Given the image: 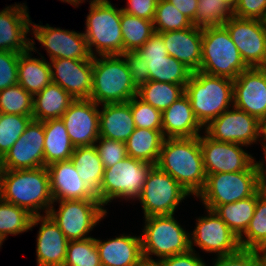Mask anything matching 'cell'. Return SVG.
Segmentation results:
<instances>
[{
    "label": "cell",
    "instance_id": "48",
    "mask_svg": "<svg viewBox=\"0 0 266 266\" xmlns=\"http://www.w3.org/2000/svg\"><path fill=\"white\" fill-rule=\"evenodd\" d=\"M233 14L240 18L266 21V0H236Z\"/></svg>",
    "mask_w": 266,
    "mask_h": 266
},
{
    "label": "cell",
    "instance_id": "28",
    "mask_svg": "<svg viewBox=\"0 0 266 266\" xmlns=\"http://www.w3.org/2000/svg\"><path fill=\"white\" fill-rule=\"evenodd\" d=\"M102 106V110L99 111V136L125 143L135 129L131 99L128 102L108 103Z\"/></svg>",
    "mask_w": 266,
    "mask_h": 266
},
{
    "label": "cell",
    "instance_id": "51",
    "mask_svg": "<svg viewBox=\"0 0 266 266\" xmlns=\"http://www.w3.org/2000/svg\"><path fill=\"white\" fill-rule=\"evenodd\" d=\"M162 266H206L204 261L196 255L195 250H189L160 260Z\"/></svg>",
    "mask_w": 266,
    "mask_h": 266
},
{
    "label": "cell",
    "instance_id": "6",
    "mask_svg": "<svg viewBox=\"0 0 266 266\" xmlns=\"http://www.w3.org/2000/svg\"><path fill=\"white\" fill-rule=\"evenodd\" d=\"M247 68L224 26L203 29L202 60L199 71L234 80Z\"/></svg>",
    "mask_w": 266,
    "mask_h": 266
},
{
    "label": "cell",
    "instance_id": "19",
    "mask_svg": "<svg viewBox=\"0 0 266 266\" xmlns=\"http://www.w3.org/2000/svg\"><path fill=\"white\" fill-rule=\"evenodd\" d=\"M233 106L260 120L266 115V67H248L233 80Z\"/></svg>",
    "mask_w": 266,
    "mask_h": 266
},
{
    "label": "cell",
    "instance_id": "37",
    "mask_svg": "<svg viewBox=\"0 0 266 266\" xmlns=\"http://www.w3.org/2000/svg\"><path fill=\"white\" fill-rule=\"evenodd\" d=\"M121 28L123 37V53L137 51L155 32L153 21L127 14L123 12L122 9Z\"/></svg>",
    "mask_w": 266,
    "mask_h": 266
},
{
    "label": "cell",
    "instance_id": "35",
    "mask_svg": "<svg viewBox=\"0 0 266 266\" xmlns=\"http://www.w3.org/2000/svg\"><path fill=\"white\" fill-rule=\"evenodd\" d=\"M184 93L183 85L150 80L138 88L137 96L163 112Z\"/></svg>",
    "mask_w": 266,
    "mask_h": 266
},
{
    "label": "cell",
    "instance_id": "33",
    "mask_svg": "<svg viewBox=\"0 0 266 266\" xmlns=\"http://www.w3.org/2000/svg\"><path fill=\"white\" fill-rule=\"evenodd\" d=\"M164 139L162 130L135 127L125 142L127 155L156 165Z\"/></svg>",
    "mask_w": 266,
    "mask_h": 266
},
{
    "label": "cell",
    "instance_id": "60",
    "mask_svg": "<svg viewBox=\"0 0 266 266\" xmlns=\"http://www.w3.org/2000/svg\"><path fill=\"white\" fill-rule=\"evenodd\" d=\"M4 240H5V239H3V238L0 236V246L2 245V243H3Z\"/></svg>",
    "mask_w": 266,
    "mask_h": 266
},
{
    "label": "cell",
    "instance_id": "5",
    "mask_svg": "<svg viewBox=\"0 0 266 266\" xmlns=\"http://www.w3.org/2000/svg\"><path fill=\"white\" fill-rule=\"evenodd\" d=\"M89 51L94 57L100 55H121L123 53V37L121 28V9L115 8L108 0H91L83 33Z\"/></svg>",
    "mask_w": 266,
    "mask_h": 266
},
{
    "label": "cell",
    "instance_id": "43",
    "mask_svg": "<svg viewBox=\"0 0 266 266\" xmlns=\"http://www.w3.org/2000/svg\"><path fill=\"white\" fill-rule=\"evenodd\" d=\"M32 116L0 113V155L3 157L24 133Z\"/></svg>",
    "mask_w": 266,
    "mask_h": 266
},
{
    "label": "cell",
    "instance_id": "22",
    "mask_svg": "<svg viewBox=\"0 0 266 266\" xmlns=\"http://www.w3.org/2000/svg\"><path fill=\"white\" fill-rule=\"evenodd\" d=\"M50 177V191L54 202L60 200L99 201L78 175L70 160L54 162L47 166Z\"/></svg>",
    "mask_w": 266,
    "mask_h": 266
},
{
    "label": "cell",
    "instance_id": "21",
    "mask_svg": "<svg viewBox=\"0 0 266 266\" xmlns=\"http://www.w3.org/2000/svg\"><path fill=\"white\" fill-rule=\"evenodd\" d=\"M49 64L53 83L62 87L74 99H90L93 60L58 58L51 60Z\"/></svg>",
    "mask_w": 266,
    "mask_h": 266
},
{
    "label": "cell",
    "instance_id": "26",
    "mask_svg": "<svg viewBox=\"0 0 266 266\" xmlns=\"http://www.w3.org/2000/svg\"><path fill=\"white\" fill-rule=\"evenodd\" d=\"M202 127L185 93L162 112V133L165 138L197 137Z\"/></svg>",
    "mask_w": 266,
    "mask_h": 266
},
{
    "label": "cell",
    "instance_id": "17",
    "mask_svg": "<svg viewBox=\"0 0 266 266\" xmlns=\"http://www.w3.org/2000/svg\"><path fill=\"white\" fill-rule=\"evenodd\" d=\"M43 121L32 120L24 133L3 156L4 170L36 169L44 166Z\"/></svg>",
    "mask_w": 266,
    "mask_h": 266
},
{
    "label": "cell",
    "instance_id": "8",
    "mask_svg": "<svg viewBox=\"0 0 266 266\" xmlns=\"http://www.w3.org/2000/svg\"><path fill=\"white\" fill-rule=\"evenodd\" d=\"M259 190L257 170L253 164L246 171L207 175L204 188L197 197L202 199L206 209L214 210L219 205L254 196Z\"/></svg>",
    "mask_w": 266,
    "mask_h": 266
},
{
    "label": "cell",
    "instance_id": "47",
    "mask_svg": "<svg viewBox=\"0 0 266 266\" xmlns=\"http://www.w3.org/2000/svg\"><path fill=\"white\" fill-rule=\"evenodd\" d=\"M121 56L126 62L131 79L137 88L149 82L148 63L137 51L124 52Z\"/></svg>",
    "mask_w": 266,
    "mask_h": 266
},
{
    "label": "cell",
    "instance_id": "11",
    "mask_svg": "<svg viewBox=\"0 0 266 266\" xmlns=\"http://www.w3.org/2000/svg\"><path fill=\"white\" fill-rule=\"evenodd\" d=\"M190 195L168 173L154 165L149 171L141 194L144 217L154 215H174L181 200Z\"/></svg>",
    "mask_w": 266,
    "mask_h": 266
},
{
    "label": "cell",
    "instance_id": "41",
    "mask_svg": "<svg viewBox=\"0 0 266 266\" xmlns=\"http://www.w3.org/2000/svg\"><path fill=\"white\" fill-rule=\"evenodd\" d=\"M63 266H102L95 238L69 241Z\"/></svg>",
    "mask_w": 266,
    "mask_h": 266
},
{
    "label": "cell",
    "instance_id": "24",
    "mask_svg": "<svg viewBox=\"0 0 266 266\" xmlns=\"http://www.w3.org/2000/svg\"><path fill=\"white\" fill-rule=\"evenodd\" d=\"M29 17L23 4L8 6L0 12V51L23 53L31 47V39L26 37L31 26Z\"/></svg>",
    "mask_w": 266,
    "mask_h": 266
},
{
    "label": "cell",
    "instance_id": "36",
    "mask_svg": "<svg viewBox=\"0 0 266 266\" xmlns=\"http://www.w3.org/2000/svg\"><path fill=\"white\" fill-rule=\"evenodd\" d=\"M244 236L239 238L243 249L262 251L266 247V192H257L254 215L250 220Z\"/></svg>",
    "mask_w": 266,
    "mask_h": 266
},
{
    "label": "cell",
    "instance_id": "31",
    "mask_svg": "<svg viewBox=\"0 0 266 266\" xmlns=\"http://www.w3.org/2000/svg\"><path fill=\"white\" fill-rule=\"evenodd\" d=\"M44 126V166L70 160L75 150L61 118L43 121Z\"/></svg>",
    "mask_w": 266,
    "mask_h": 266
},
{
    "label": "cell",
    "instance_id": "15",
    "mask_svg": "<svg viewBox=\"0 0 266 266\" xmlns=\"http://www.w3.org/2000/svg\"><path fill=\"white\" fill-rule=\"evenodd\" d=\"M227 109L206 127L205 133L221 142L251 145L259 136V120L245 111Z\"/></svg>",
    "mask_w": 266,
    "mask_h": 266
},
{
    "label": "cell",
    "instance_id": "56",
    "mask_svg": "<svg viewBox=\"0 0 266 266\" xmlns=\"http://www.w3.org/2000/svg\"><path fill=\"white\" fill-rule=\"evenodd\" d=\"M250 266H266V259L260 255Z\"/></svg>",
    "mask_w": 266,
    "mask_h": 266
},
{
    "label": "cell",
    "instance_id": "10",
    "mask_svg": "<svg viewBox=\"0 0 266 266\" xmlns=\"http://www.w3.org/2000/svg\"><path fill=\"white\" fill-rule=\"evenodd\" d=\"M59 203V210L56 212L51 206L47 215L69 241L91 238L85 235L107 215L100 201L60 200Z\"/></svg>",
    "mask_w": 266,
    "mask_h": 266
},
{
    "label": "cell",
    "instance_id": "32",
    "mask_svg": "<svg viewBox=\"0 0 266 266\" xmlns=\"http://www.w3.org/2000/svg\"><path fill=\"white\" fill-rule=\"evenodd\" d=\"M71 161L77 168L78 175L100 201V188L104 166L95 145L75 147Z\"/></svg>",
    "mask_w": 266,
    "mask_h": 266
},
{
    "label": "cell",
    "instance_id": "3",
    "mask_svg": "<svg viewBox=\"0 0 266 266\" xmlns=\"http://www.w3.org/2000/svg\"><path fill=\"white\" fill-rule=\"evenodd\" d=\"M185 94L197 120L206 127L233 103V80L195 71L185 86Z\"/></svg>",
    "mask_w": 266,
    "mask_h": 266
},
{
    "label": "cell",
    "instance_id": "20",
    "mask_svg": "<svg viewBox=\"0 0 266 266\" xmlns=\"http://www.w3.org/2000/svg\"><path fill=\"white\" fill-rule=\"evenodd\" d=\"M99 105L91 99H75L62 115L74 147L91 146L99 138Z\"/></svg>",
    "mask_w": 266,
    "mask_h": 266
},
{
    "label": "cell",
    "instance_id": "27",
    "mask_svg": "<svg viewBox=\"0 0 266 266\" xmlns=\"http://www.w3.org/2000/svg\"><path fill=\"white\" fill-rule=\"evenodd\" d=\"M95 240L102 266H136L143 258L141 236L121 235L104 242Z\"/></svg>",
    "mask_w": 266,
    "mask_h": 266
},
{
    "label": "cell",
    "instance_id": "54",
    "mask_svg": "<svg viewBox=\"0 0 266 266\" xmlns=\"http://www.w3.org/2000/svg\"><path fill=\"white\" fill-rule=\"evenodd\" d=\"M259 136H262L263 141L266 143V115L259 120ZM263 147H266V144Z\"/></svg>",
    "mask_w": 266,
    "mask_h": 266
},
{
    "label": "cell",
    "instance_id": "7",
    "mask_svg": "<svg viewBox=\"0 0 266 266\" xmlns=\"http://www.w3.org/2000/svg\"><path fill=\"white\" fill-rule=\"evenodd\" d=\"M143 257L154 254L164 259L190 250V234L172 215H154L145 218L141 235Z\"/></svg>",
    "mask_w": 266,
    "mask_h": 266
},
{
    "label": "cell",
    "instance_id": "58",
    "mask_svg": "<svg viewBox=\"0 0 266 266\" xmlns=\"http://www.w3.org/2000/svg\"><path fill=\"white\" fill-rule=\"evenodd\" d=\"M4 168H3V157L0 155V181L2 178V174H3Z\"/></svg>",
    "mask_w": 266,
    "mask_h": 266
},
{
    "label": "cell",
    "instance_id": "44",
    "mask_svg": "<svg viewBox=\"0 0 266 266\" xmlns=\"http://www.w3.org/2000/svg\"><path fill=\"white\" fill-rule=\"evenodd\" d=\"M131 111L135 127L151 130H162V112L154 108L138 96L131 98Z\"/></svg>",
    "mask_w": 266,
    "mask_h": 266
},
{
    "label": "cell",
    "instance_id": "4",
    "mask_svg": "<svg viewBox=\"0 0 266 266\" xmlns=\"http://www.w3.org/2000/svg\"><path fill=\"white\" fill-rule=\"evenodd\" d=\"M93 57L92 91L90 99L96 104L128 102L138 88L121 55Z\"/></svg>",
    "mask_w": 266,
    "mask_h": 266
},
{
    "label": "cell",
    "instance_id": "59",
    "mask_svg": "<svg viewBox=\"0 0 266 266\" xmlns=\"http://www.w3.org/2000/svg\"><path fill=\"white\" fill-rule=\"evenodd\" d=\"M261 255L266 259V247L261 251Z\"/></svg>",
    "mask_w": 266,
    "mask_h": 266
},
{
    "label": "cell",
    "instance_id": "53",
    "mask_svg": "<svg viewBox=\"0 0 266 266\" xmlns=\"http://www.w3.org/2000/svg\"><path fill=\"white\" fill-rule=\"evenodd\" d=\"M264 155L266 158V147H263ZM266 161V160H265ZM257 170V178H258V185L259 189L263 192H266V168H264L263 161L254 163Z\"/></svg>",
    "mask_w": 266,
    "mask_h": 266
},
{
    "label": "cell",
    "instance_id": "39",
    "mask_svg": "<svg viewBox=\"0 0 266 266\" xmlns=\"http://www.w3.org/2000/svg\"><path fill=\"white\" fill-rule=\"evenodd\" d=\"M33 215L26 209L10 204L0 198V236L16 235L30 230Z\"/></svg>",
    "mask_w": 266,
    "mask_h": 266
},
{
    "label": "cell",
    "instance_id": "46",
    "mask_svg": "<svg viewBox=\"0 0 266 266\" xmlns=\"http://www.w3.org/2000/svg\"><path fill=\"white\" fill-rule=\"evenodd\" d=\"M20 53L0 51V90L18 84Z\"/></svg>",
    "mask_w": 266,
    "mask_h": 266
},
{
    "label": "cell",
    "instance_id": "30",
    "mask_svg": "<svg viewBox=\"0 0 266 266\" xmlns=\"http://www.w3.org/2000/svg\"><path fill=\"white\" fill-rule=\"evenodd\" d=\"M74 100L62 87L51 82L40 93L33 96V120L61 118Z\"/></svg>",
    "mask_w": 266,
    "mask_h": 266
},
{
    "label": "cell",
    "instance_id": "9",
    "mask_svg": "<svg viewBox=\"0 0 266 266\" xmlns=\"http://www.w3.org/2000/svg\"><path fill=\"white\" fill-rule=\"evenodd\" d=\"M153 166L149 162L126 157L114 166L104 168L100 202L105 206L114 198L138 199Z\"/></svg>",
    "mask_w": 266,
    "mask_h": 266
},
{
    "label": "cell",
    "instance_id": "13",
    "mask_svg": "<svg viewBox=\"0 0 266 266\" xmlns=\"http://www.w3.org/2000/svg\"><path fill=\"white\" fill-rule=\"evenodd\" d=\"M137 52L148 63L149 81L173 83L184 87L188 83L192 71L168 55L160 33L154 32Z\"/></svg>",
    "mask_w": 266,
    "mask_h": 266
},
{
    "label": "cell",
    "instance_id": "52",
    "mask_svg": "<svg viewBox=\"0 0 266 266\" xmlns=\"http://www.w3.org/2000/svg\"><path fill=\"white\" fill-rule=\"evenodd\" d=\"M192 23L196 16L198 0H167Z\"/></svg>",
    "mask_w": 266,
    "mask_h": 266
},
{
    "label": "cell",
    "instance_id": "55",
    "mask_svg": "<svg viewBox=\"0 0 266 266\" xmlns=\"http://www.w3.org/2000/svg\"><path fill=\"white\" fill-rule=\"evenodd\" d=\"M136 266H162L160 260L148 259L143 257Z\"/></svg>",
    "mask_w": 266,
    "mask_h": 266
},
{
    "label": "cell",
    "instance_id": "2",
    "mask_svg": "<svg viewBox=\"0 0 266 266\" xmlns=\"http://www.w3.org/2000/svg\"><path fill=\"white\" fill-rule=\"evenodd\" d=\"M0 198L26 209L33 216L40 215L41 209L47 215L54 204L47 167L4 170L0 181Z\"/></svg>",
    "mask_w": 266,
    "mask_h": 266
},
{
    "label": "cell",
    "instance_id": "40",
    "mask_svg": "<svg viewBox=\"0 0 266 266\" xmlns=\"http://www.w3.org/2000/svg\"><path fill=\"white\" fill-rule=\"evenodd\" d=\"M0 113L32 116L33 96L19 84L0 90Z\"/></svg>",
    "mask_w": 266,
    "mask_h": 266
},
{
    "label": "cell",
    "instance_id": "57",
    "mask_svg": "<svg viewBox=\"0 0 266 266\" xmlns=\"http://www.w3.org/2000/svg\"><path fill=\"white\" fill-rule=\"evenodd\" d=\"M63 2L65 1V2H68V3H70L71 5L73 4L74 6H77V4H79V3H83L82 1H84V0H62Z\"/></svg>",
    "mask_w": 266,
    "mask_h": 266
},
{
    "label": "cell",
    "instance_id": "1",
    "mask_svg": "<svg viewBox=\"0 0 266 266\" xmlns=\"http://www.w3.org/2000/svg\"><path fill=\"white\" fill-rule=\"evenodd\" d=\"M156 166L168 173L189 194L197 196L204 188L207 175L199 136L165 138Z\"/></svg>",
    "mask_w": 266,
    "mask_h": 266
},
{
    "label": "cell",
    "instance_id": "29",
    "mask_svg": "<svg viewBox=\"0 0 266 266\" xmlns=\"http://www.w3.org/2000/svg\"><path fill=\"white\" fill-rule=\"evenodd\" d=\"M33 39L31 47L20 53L18 64V84L32 96L40 93L52 82L49 62L45 59L31 58V51L35 50Z\"/></svg>",
    "mask_w": 266,
    "mask_h": 266
},
{
    "label": "cell",
    "instance_id": "18",
    "mask_svg": "<svg viewBox=\"0 0 266 266\" xmlns=\"http://www.w3.org/2000/svg\"><path fill=\"white\" fill-rule=\"evenodd\" d=\"M32 23L34 38L46 48L50 60L58 58L93 60L83 33L53 28L49 24L41 26Z\"/></svg>",
    "mask_w": 266,
    "mask_h": 266
},
{
    "label": "cell",
    "instance_id": "45",
    "mask_svg": "<svg viewBox=\"0 0 266 266\" xmlns=\"http://www.w3.org/2000/svg\"><path fill=\"white\" fill-rule=\"evenodd\" d=\"M98 142L99 144H96ZM94 145L98 151L104 168L112 167L128 157L126 144L124 142L99 136Z\"/></svg>",
    "mask_w": 266,
    "mask_h": 266
},
{
    "label": "cell",
    "instance_id": "16",
    "mask_svg": "<svg viewBox=\"0 0 266 266\" xmlns=\"http://www.w3.org/2000/svg\"><path fill=\"white\" fill-rule=\"evenodd\" d=\"M208 216L197 219L196 228L190 237V249L193 244L207 251L218 253V256L237 252L241 247L239 238L231 231L226 223L214 210L207 209ZM193 240H192V239Z\"/></svg>",
    "mask_w": 266,
    "mask_h": 266
},
{
    "label": "cell",
    "instance_id": "34",
    "mask_svg": "<svg viewBox=\"0 0 266 266\" xmlns=\"http://www.w3.org/2000/svg\"><path fill=\"white\" fill-rule=\"evenodd\" d=\"M257 193L254 196L217 206L214 211L231 231L240 238L245 233L256 207Z\"/></svg>",
    "mask_w": 266,
    "mask_h": 266
},
{
    "label": "cell",
    "instance_id": "42",
    "mask_svg": "<svg viewBox=\"0 0 266 266\" xmlns=\"http://www.w3.org/2000/svg\"><path fill=\"white\" fill-rule=\"evenodd\" d=\"M154 31L158 33L187 29L192 22L167 0H158L153 20Z\"/></svg>",
    "mask_w": 266,
    "mask_h": 266
},
{
    "label": "cell",
    "instance_id": "25",
    "mask_svg": "<svg viewBox=\"0 0 266 266\" xmlns=\"http://www.w3.org/2000/svg\"><path fill=\"white\" fill-rule=\"evenodd\" d=\"M160 34L168 55L182 62L192 72L199 71L202 60L203 29L192 25L187 29Z\"/></svg>",
    "mask_w": 266,
    "mask_h": 266
},
{
    "label": "cell",
    "instance_id": "50",
    "mask_svg": "<svg viewBox=\"0 0 266 266\" xmlns=\"http://www.w3.org/2000/svg\"><path fill=\"white\" fill-rule=\"evenodd\" d=\"M158 0H128L123 12L145 20H154Z\"/></svg>",
    "mask_w": 266,
    "mask_h": 266
},
{
    "label": "cell",
    "instance_id": "12",
    "mask_svg": "<svg viewBox=\"0 0 266 266\" xmlns=\"http://www.w3.org/2000/svg\"><path fill=\"white\" fill-rule=\"evenodd\" d=\"M223 26L248 67H266V21L233 15Z\"/></svg>",
    "mask_w": 266,
    "mask_h": 266
},
{
    "label": "cell",
    "instance_id": "38",
    "mask_svg": "<svg viewBox=\"0 0 266 266\" xmlns=\"http://www.w3.org/2000/svg\"><path fill=\"white\" fill-rule=\"evenodd\" d=\"M233 15V3L229 0H198L192 25L201 29L223 26Z\"/></svg>",
    "mask_w": 266,
    "mask_h": 266
},
{
    "label": "cell",
    "instance_id": "49",
    "mask_svg": "<svg viewBox=\"0 0 266 266\" xmlns=\"http://www.w3.org/2000/svg\"><path fill=\"white\" fill-rule=\"evenodd\" d=\"M260 255L261 251L240 248L235 253L217 256L214 266H250Z\"/></svg>",
    "mask_w": 266,
    "mask_h": 266
},
{
    "label": "cell",
    "instance_id": "23",
    "mask_svg": "<svg viewBox=\"0 0 266 266\" xmlns=\"http://www.w3.org/2000/svg\"><path fill=\"white\" fill-rule=\"evenodd\" d=\"M41 222L37 236V266H63L69 240L48 216H33L30 230Z\"/></svg>",
    "mask_w": 266,
    "mask_h": 266
},
{
    "label": "cell",
    "instance_id": "14",
    "mask_svg": "<svg viewBox=\"0 0 266 266\" xmlns=\"http://www.w3.org/2000/svg\"><path fill=\"white\" fill-rule=\"evenodd\" d=\"M199 141L206 175L246 171L255 163L241 148L245 145L216 141L207 134Z\"/></svg>",
    "mask_w": 266,
    "mask_h": 266
}]
</instances>
